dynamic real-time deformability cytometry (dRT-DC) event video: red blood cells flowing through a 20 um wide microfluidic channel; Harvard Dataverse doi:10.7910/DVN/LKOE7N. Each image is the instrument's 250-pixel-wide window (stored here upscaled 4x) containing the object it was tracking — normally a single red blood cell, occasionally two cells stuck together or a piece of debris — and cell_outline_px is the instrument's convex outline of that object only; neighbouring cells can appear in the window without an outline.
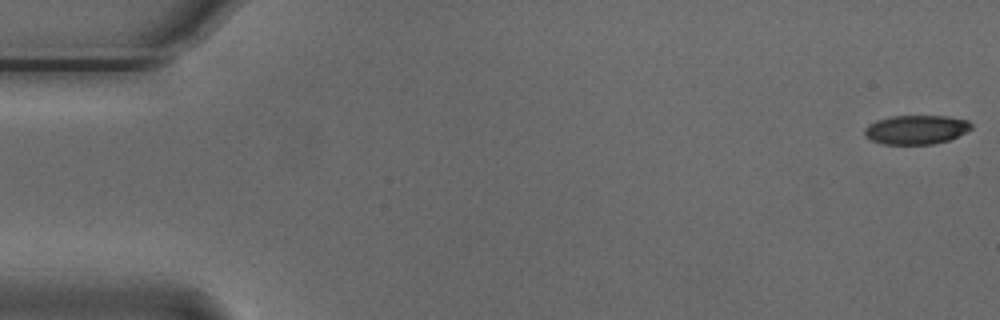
{"species": "Egyptian fruit bat (a non-hibernating species)", "species_latin": "Rousettus aegyptiacus", "temperature_condition": "cold", "stored_images_in_passage": 55, "camera_frame_rate_fps": 3000, "um_per_image_px": 0.085, "animal": {"sex": "male"}, "frame": {"image": 1, "passage_image": 1, "time_ms": 0.0, "image_size_px": [1000, 320], "cell_outline_px": [[972, 128], [948, 140], [932, 144], [884, 144], [872, 140], [864, 136], [864, 128], [868, 124], [876, 120], [892, 116], [948, 116], [968, 120], [972, 124]], "centroid_in_image_um": [77.84, 11.01], "position_along_channel_um": 7.2, "area_um2": 18.03}}
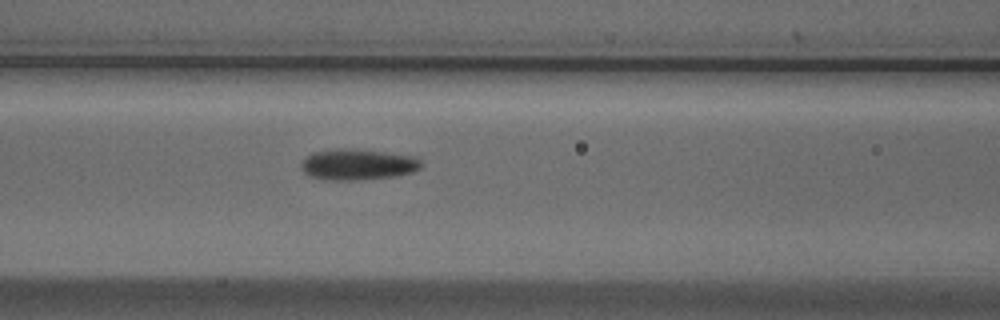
{"frame": {"image": 2, "passage_image": 23, "time_ms": 7.333, "image_size_px": [1000, 320], "cell_outline_px": [[424, 164], [420, 168], [412, 172], [396, 176], [360, 180], [324, 180], [308, 176], [300, 168], [300, 164], [312, 152], [340, 148], [348, 148], [384, 152], [416, 156]], "centroid_in_image_um": [30.41, 13.99], "position_along_channel_um": 136.2, "area_um2": 21.91}}
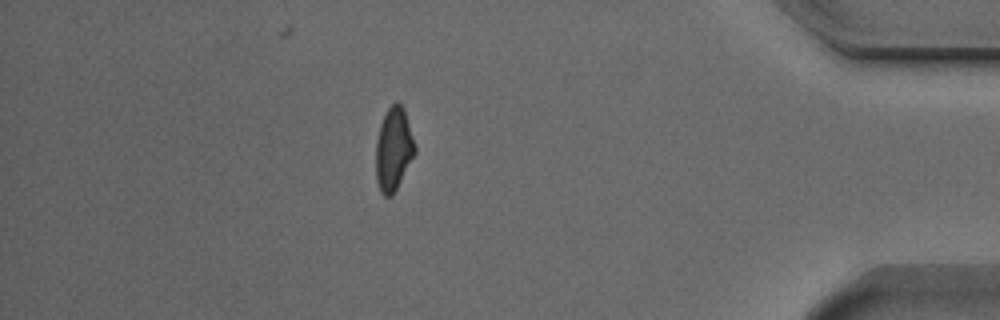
{"frame": {"image": 3, "passage_image": 48, "time_ms": 15.667, "image_size_px": [1000, 320], "cell_outline_px": [[416, 152], [392, 196], [384, 196], [380, 192], [376, 180], [376, 140], [380, 124], [388, 108], [396, 100], [404, 108], [416, 148]], "centroid_in_image_um": [33.44, 12.68], "position_along_channel_um": 401.8, "area_um2": 18.84}, "authors_computed_cell_mechanics": {"area_um2": 19.7676, "velocity_mm_per_s": 3.7204, "shape_relaxation_time_tau1_ms": 4.7187, "shape_relaxation_time_tau2_ms": 4.0264, "deformation_change_tau1": 0.1678, "deformation_change_tau2": 0.1179}}